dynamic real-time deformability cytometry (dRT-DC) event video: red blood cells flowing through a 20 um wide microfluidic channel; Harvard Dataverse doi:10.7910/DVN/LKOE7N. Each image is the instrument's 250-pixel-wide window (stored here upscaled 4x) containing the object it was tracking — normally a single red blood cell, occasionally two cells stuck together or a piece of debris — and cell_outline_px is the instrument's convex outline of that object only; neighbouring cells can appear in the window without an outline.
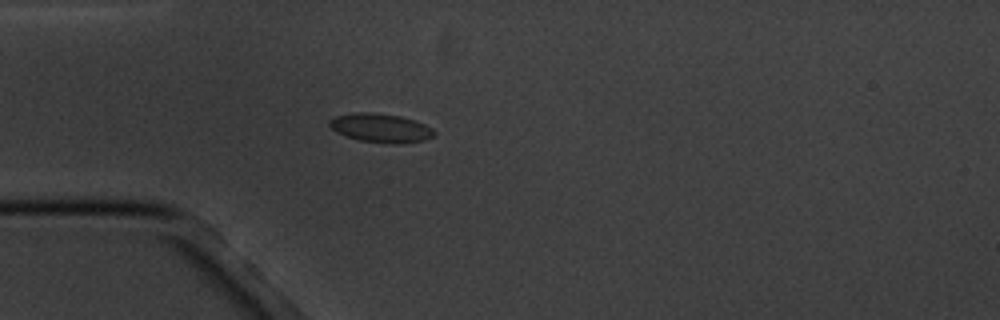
{"species": "common noctule bat (a hibernating species)", "species_latin": "Nyctalus noctula", "temperature_condition": "cold", "stored_images_in_passage": 3, "camera_frame_rate_fps": 3000, "um_per_image_px": 0.085, "animal": {"sex": "male", "body_mass_g": 20.1, "forearm_length_mm": 53.5}, "frame": {"image": 1, "passage_image": 3, "time_ms": 3.0, "image_size_px": [1000, 320], "cell_outline_px": [[436, 132], [432, 136], [424, 140], [400, 144], [392, 144], [360, 140], [336, 132], [328, 124], [328, 120], [336, 116], [356, 112], [372, 112], [400, 116], [424, 124], [432, 128]], "centroid_in_image_um": [32.35, 10.87], "position_along_channel_um": 52.7, "area_um2": 17.46}}